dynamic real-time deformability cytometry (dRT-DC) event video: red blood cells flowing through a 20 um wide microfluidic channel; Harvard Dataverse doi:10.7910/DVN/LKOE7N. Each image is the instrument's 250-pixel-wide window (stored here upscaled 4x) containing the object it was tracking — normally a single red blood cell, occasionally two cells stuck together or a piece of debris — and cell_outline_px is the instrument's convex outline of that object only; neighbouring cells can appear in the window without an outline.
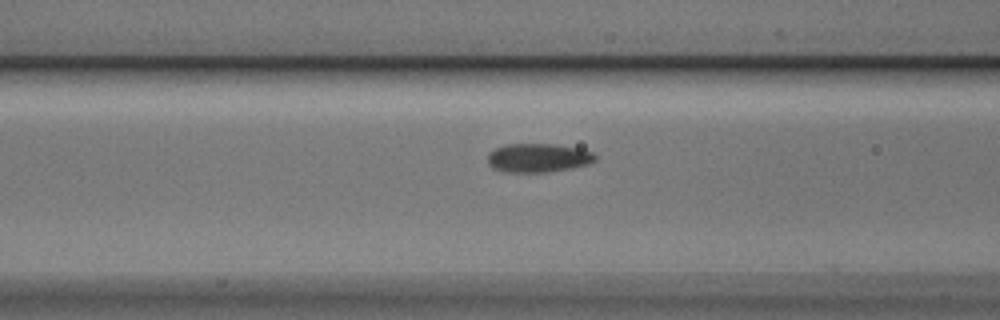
{"species": "Egyptian fruit bat (a non-hibernating species)", "species_latin": "Rousettus aegyptiacus", "temperature_condition": "cold", "stored_images_in_passage": 7, "camera_frame_rate_fps": 3000, "um_per_image_px": 0.085, "animal": {"sex": "male"}, "frame": {"image": 1, "passage_image": 6, "time_ms": 1.667, "image_size_px": [1000, 320], "cell_outline_px": [[596, 160], [588, 164], [572, 168], [548, 172], [504, 172], [492, 168], [488, 164], [488, 152], [504, 144], [556, 144], [580, 148], [592, 152], [596, 156]], "centroid_in_image_um": [45.73, 13.41], "position_along_channel_um": 120.9, "area_um2": 18.26}}
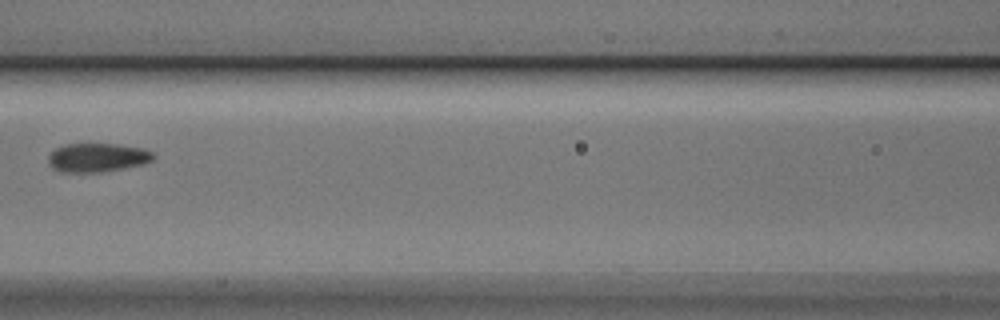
{"frame": {"image": 2, "passage_image": 7, "time_ms": 2.0, "image_size_px": [1000, 320], "cell_outline_px": [[156, 156], [152, 160], [140, 164], [100, 172], [64, 172], [52, 168], [48, 160], [48, 156], [56, 148], [64, 144], [116, 144], [144, 148], [152, 152]], "centroid_in_image_um": [8.26, 13.38], "position_along_channel_um": 158.3, "area_um2": 17.4}}